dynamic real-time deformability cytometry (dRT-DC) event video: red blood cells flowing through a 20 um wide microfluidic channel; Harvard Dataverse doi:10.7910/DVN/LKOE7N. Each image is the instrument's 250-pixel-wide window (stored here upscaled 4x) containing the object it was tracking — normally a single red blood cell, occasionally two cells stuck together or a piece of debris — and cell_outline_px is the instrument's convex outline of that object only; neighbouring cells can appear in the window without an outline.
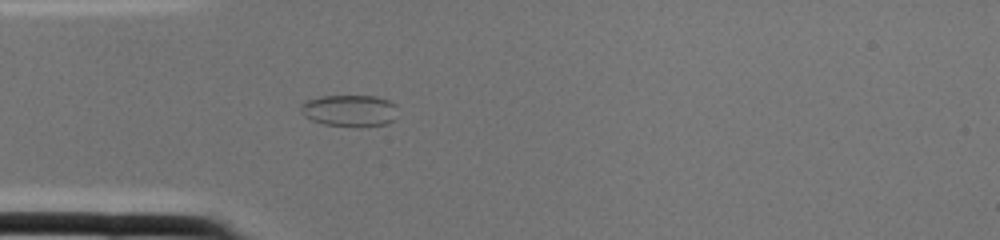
{"species": "common noctule bat (a hibernating species)", "species_latin": "Nyctalus noctula", "temperature_condition": "cold", "stored_images_in_passage": 2, "camera_frame_rate_fps": 3000, "um_per_image_px": 0.085, "animal": {"sex": "female", "body_mass_g": 22.0, "forearm_length_mm": 56.7}, "frame": {"image": 1, "passage_image": 2, "time_ms": 0.333, "image_size_px": [1000, 240], "cell_outline_px": [[396, 120], [388, 124], [360, 128], [356, 128], [324, 124], [312, 120], [304, 116], [300, 112], [300, 104], [304, 100], [320, 96], [376, 96], [388, 100], [396, 104]], "centroid_in_image_um": [29.72, 9.42], "position_along_channel_um": 55.3, "area_um2": 18.55}}